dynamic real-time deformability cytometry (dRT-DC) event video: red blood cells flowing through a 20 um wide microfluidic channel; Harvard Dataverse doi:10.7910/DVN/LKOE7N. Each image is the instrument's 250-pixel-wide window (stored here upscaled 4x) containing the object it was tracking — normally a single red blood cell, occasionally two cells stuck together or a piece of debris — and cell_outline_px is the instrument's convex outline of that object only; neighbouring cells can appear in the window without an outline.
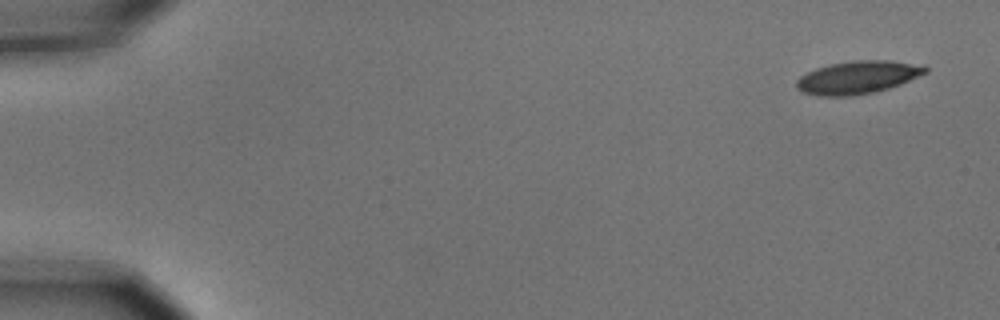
{"species": "common noctule bat (a hibernating species)", "species_latin": "Nyctalus noctula", "temperature_condition": "cold", "stored_images_in_passage": 6, "camera_frame_rate_fps": 3000, "um_per_image_px": 0.085, "animal": {"sex": "male", "body_mass_g": 15.6}, "frame": {"image": 1, "passage_image": 1, "time_ms": 0.0, "image_size_px": [1000, 320], "cell_outline_px": [[928, 72], [900, 84], [876, 92], [852, 96], [820, 96], [804, 92], [796, 88], [796, 80], [800, 76], [816, 68], [832, 64], [856, 60], [888, 60], [924, 64], [928, 68]], "centroid_in_image_um": [72.94, 6.57], "position_along_channel_um": 12.1, "area_um2": 24.74}}